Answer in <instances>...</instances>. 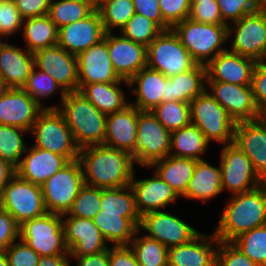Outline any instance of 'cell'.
<instances>
[{
	"label": "cell",
	"instance_id": "obj_28",
	"mask_svg": "<svg viewBox=\"0 0 266 266\" xmlns=\"http://www.w3.org/2000/svg\"><path fill=\"white\" fill-rule=\"evenodd\" d=\"M34 66L32 52L7 42L3 45L0 51V78L8 88H23Z\"/></svg>",
	"mask_w": 266,
	"mask_h": 266
},
{
	"label": "cell",
	"instance_id": "obj_46",
	"mask_svg": "<svg viewBox=\"0 0 266 266\" xmlns=\"http://www.w3.org/2000/svg\"><path fill=\"white\" fill-rule=\"evenodd\" d=\"M163 30L145 16L134 14L119 32L126 38L148 46Z\"/></svg>",
	"mask_w": 266,
	"mask_h": 266
},
{
	"label": "cell",
	"instance_id": "obj_43",
	"mask_svg": "<svg viewBox=\"0 0 266 266\" xmlns=\"http://www.w3.org/2000/svg\"><path fill=\"white\" fill-rule=\"evenodd\" d=\"M232 243L258 266H266V225L240 234Z\"/></svg>",
	"mask_w": 266,
	"mask_h": 266
},
{
	"label": "cell",
	"instance_id": "obj_51",
	"mask_svg": "<svg viewBox=\"0 0 266 266\" xmlns=\"http://www.w3.org/2000/svg\"><path fill=\"white\" fill-rule=\"evenodd\" d=\"M189 18L195 22L215 25H227L221 17L217 0L190 3Z\"/></svg>",
	"mask_w": 266,
	"mask_h": 266
},
{
	"label": "cell",
	"instance_id": "obj_59",
	"mask_svg": "<svg viewBox=\"0 0 266 266\" xmlns=\"http://www.w3.org/2000/svg\"><path fill=\"white\" fill-rule=\"evenodd\" d=\"M15 174L16 168L8 161L0 158V202L6 185Z\"/></svg>",
	"mask_w": 266,
	"mask_h": 266
},
{
	"label": "cell",
	"instance_id": "obj_39",
	"mask_svg": "<svg viewBox=\"0 0 266 266\" xmlns=\"http://www.w3.org/2000/svg\"><path fill=\"white\" fill-rule=\"evenodd\" d=\"M138 229L129 246L140 266H168V248L146 235L138 237Z\"/></svg>",
	"mask_w": 266,
	"mask_h": 266
},
{
	"label": "cell",
	"instance_id": "obj_23",
	"mask_svg": "<svg viewBox=\"0 0 266 266\" xmlns=\"http://www.w3.org/2000/svg\"><path fill=\"white\" fill-rule=\"evenodd\" d=\"M256 61L227 49L206 65V81L228 82L251 86Z\"/></svg>",
	"mask_w": 266,
	"mask_h": 266
},
{
	"label": "cell",
	"instance_id": "obj_65",
	"mask_svg": "<svg viewBox=\"0 0 266 266\" xmlns=\"http://www.w3.org/2000/svg\"><path fill=\"white\" fill-rule=\"evenodd\" d=\"M0 37H1V38H4V36H2L1 34H0ZM5 43H6V42L2 41V39L0 40V51H1V49H2V47H3V45H4Z\"/></svg>",
	"mask_w": 266,
	"mask_h": 266
},
{
	"label": "cell",
	"instance_id": "obj_20",
	"mask_svg": "<svg viewBox=\"0 0 266 266\" xmlns=\"http://www.w3.org/2000/svg\"><path fill=\"white\" fill-rule=\"evenodd\" d=\"M233 143L249 157L256 173L266 182V117L236 123Z\"/></svg>",
	"mask_w": 266,
	"mask_h": 266
},
{
	"label": "cell",
	"instance_id": "obj_33",
	"mask_svg": "<svg viewBox=\"0 0 266 266\" xmlns=\"http://www.w3.org/2000/svg\"><path fill=\"white\" fill-rule=\"evenodd\" d=\"M197 160L168 155L153 162L154 172L165 181L179 197L185 195L189 181L193 177Z\"/></svg>",
	"mask_w": 266,
	"mask_h": 266
},
{
	"label": "cell",
	"instance_id": "obj_36",
	"mask_svg": "<svg viewBox=\"0 0 266 266\" xmlns=\"http://www.w3.org/2000/svg\"><path fill=\"white\" fill-rule=\"evenodd\" d=\"M23 38L29 52L57 45L58 28L48 15L23 20Z\"/></svg>",
	"mask_w": 266,
	"mask_h": 266
},
{
	"label": "cell",
	"instance_id": "obj_15",
	"mask_svg": "<svg viewBox=\"0 0 266 266\" xmlns=\"http://www.w3.org/2000/svg\"><path fill=\"white\" fill-rule=\"evenodd\" d=\"M140 231L156 239L168 249L189 242L199 231L167 211H154L141 216Z\"/></svg>",
	"mask_w": 266,
	"mask_h": 266
},
{
	"label": "cell",
	"instance_id": "obj_24",
	"mask_svg": "<svg viewBox=\"0 0 266 266\" xmlns=\"http://www.w3.org/2000/svg\"><path fill=\"white\" fill-rule=\"evenodd\" d=\"M139 112L136 107L129 104L120 111L107 114L104 145L125 151L135 159Z\"/></svg>",
	"mask_w": 266,
	"mask_h": 266
},
{
	"label": "cell",
	"instance_id": "obj_44",
	"mask_svg": "<svg viewBox=\"0 0 266 266\" xmlns=\"http://www.w3.org/2000/svg\"><path fill=\"white\" fill-rule=\"evenodd\" d=\"M59 88V89H58ZM23 89L43 108L44 107L41 99H46L52 96L54 92L60 90V101L62 102L65 97L66 92L62 87L53 79L52 76L45 73L44 71L38 69L34 66L30 75L27 78L26 84ZM58 89V90H57Z\"/></svg>",
	"mask_w": 266,
	"mask_h": 266
},
{
	"label": "cell",
	"instance_id": "obj_64",
	"mask_svg": "<svg viewBox=\"0 0 266 266\" xmlns=\"http://www.w3.org/2000/svg\"><path fill=\"white\" fill-rule=\"evenodd\" d=\"M210 0H190V3L206 2Z\"/></svg>",
	"mask_w": 266,
	"mask_h": 266
},
{
	"label": "cell",
	"instance_id": "obj_13",
	"mask_svg": "<svg viewBox=\"0 0 266 266\" xmlns=\"http://www.w3.org/2000/svg\"><path fill=\"white\" fill-rule=\"evenodd\" d=\"M221 187L231 195L254 190L265 183L253 168L249 157L233 142L220 153Z\"/></svg>",
	"mask_w": 266,
	"mask_h": 266
},
{
	"label": "cell",
	"instance_id": "obj_54",
	"mask_svg": "<svg viewBox=\"0 0 266 266\" xmlns=\"http://www.w3.org/2000/svg\"><path fill=\"white\" fill-rule=\"evenodd\" d=\"M20 225L4 209L0 207V251L6 250L12 243L19 240Z\"/></svg>",
	"mask_w": 266,
	"mask_h": 266
},
{
	"label": "cell",
	"instance_id": "obj_5",
	"mask_svg": "<svg viewBox=\"0 0 266 266\" xmlns=\"http://www.w3.org/2000/svg\"><path fill=\"white\" fill-rule=\"evenodd\" d=\"M35 137V147L64 156L68 161L78 159L80 148L57 108H44L29 134Z\"/></svg>",
	"mask_w": 266,
	"mask_h": 266
},
{
	"label": "cell",
	"instance_id": "obj_61",
	"mask_svg": "<svg viewBox=\"0 0 266 266\" xmlns=\"http://www.w3.org/2000/svg\"><path fill=\"white\" fill-rule=\"evenodd\" d=\"M257 10H266V0H254Z\"/></svg>",
	"mask_w": 266,
	"mask_h": 266
},
{
	"label": "cell",
	"instance_id": "obj_57",
	"mask_svg": "<svg viewBox=\"0 0 266 266\" xmlns=\"http://www.w3.org/2000/svg\"><path fill=\"white\" fill-rule=\"evenodd\" d=\"M110 266H140L129 245H119L109 248Z\"/></svg>",
	"mask_w": 266,
	"mask_h": 266
},
{
	"label": "cell",
	"instance_id": "obj_62",
	"mask_svg": "<svg viewBox=\"0 0 266 266\" xmlns=\"http://www.w3.org/2000/svg\"><path fill=\"white\" fill-rule=\"evenodd\" d=\"M0 266H9L8 259L4 251H0Z\"/></svg>",
	"mask_w": 266,
	"mask_h": 266
},
{
	"label": "cell",
	"instance_id": "obj_12",
	"mask_svg": "<svg viewBox=\"0 0 266 266\" xmlns=\"http://www.w3.org/2000/svg\"><path fill=\"white\" fill-rule=\"evenodd\" d=\"M137 141L134 162L149 167L153 162L170 154L171 132H169L151 111L138 113Z\"/></svg>",
	"mask_w": 266,
	"mask_h": 266
},
{
	"label": "cell",
	"instance_id": "obj_32",
	"mask_svg": "<svg viewBox=\"0 0 266 266\" xmlns=\"http://www.w3.org/2000/svg\"><path fill=\"white\" fill-rule=\"evenodd\" d=\"M221 180L220 165L216 167L204 159L198 160L183 197L189 200H201L204 203L209 202L210 199L223 192Z\"/></svg>",
	"mask_w": 266,
	"mask_h": 266
},
{
	"label": "cell",
	"instance_id": "obj_53",
	"mask_svg": "<svg viewBox=\"0 0 266 266\" xmlns=\"http://www.w3.org/2000/svg\"><path fill=\"white\" fill-rule=\"evenodd\" d=\"M252 91L260 112L266 114V62H257L252 74Z\"/></svg>",
	"mask_w": 266,
	"mask_h": 266
},
{
	"label": "cell",
	"instance_id": "obj_58",
	"mask_svg": "<svg viewBox=\"0 0 266 266\" xmlns=\"http://www.w3.org/2000/svg\"><path fill=\"white\" fill-rule=\"evenodd\" d=\"M69 257L75 259L76 266H110L109 248L95 254Z\"/></svg>",
	"mask_w": 266,
	"mask_h": 266
},
{
	"label": "cell",
	"instance_id": "obj_17",
	"mask_svg": "<svg viewBox=\"0 0 266 266\" xmlns=\"http://www.w3.org/2000/svg\"><path fill=\"white\" fill-rule=\"evenodd\" d=\"M65 244L69 256H84L99 253L109 248L92 219L62 216Z\"/></svg>",
	"mask_w": 266,
	"mask_h": 266
},
{
	"label": "cell",
	"instance_id": "obj_10",
	"mask_svg": "<svg viewBox=\"0 0 266 266\" xmlns=\"http://www.w3.org/2000/svg\"><path fill=\"white\" fill-rule=\"evenodd\" d=\"M234 34V35H233ZM233 53L256 62L266 59V10H257L228 25V36Z\"/></svg>",
	"mask_w": 266,
	"mask_h": 266
},
{
	"label": "cell",
	"instance_id": "obj_35",
	"mask_svg": "<svg viewBox=\"0 0 266 266\" xmlns=\"http://www.w3.org/2000/svg\"><path fill=\"white\" fill-rule=\"evenodd\" d=\"M209 143L198 127L190 123L171 132L169 155L203 160L201 155L206 153Z\"/></svg>",
	"mask_w": 266,
	"mask_h": 266
},
{
	"label": "cell",
	"instance_id": "obj_25",
	"mask_svg": "<svg viewBox=\"0 0 266 266\" xmlns=\"http://www.w3.org/2000/svg\"><path fill=\"white\" fill-rule=\"evenodd\" d=\"M219 240L198 233L189 242L168 249V266H216Z\"/></svg>",
	"mask_w": 266,
	"mask_h": 266
},
{
	"label": "cell",
	"instance_id": "obj_40",
	"mask_svg": "<svg viewBox=\"0 0 266 266\" xmlns=\"http://www.w3.org/2000/svg\"><path fill=\"white\" fill-rule=\"evenodd\" d=\"M96 8L106 33L112 32L115 27L121 30L135 14L132 0H97Z\"/></svg>",
	"mask_w": 266,
	"mask_h": 266
},
{
	"label": "cell",
	"instance_id": "obj_11",
	"mask_svg": "<svg viewBox=\"0 0 266 266\" xmlns=\"http://www.w3.org/2000/svg\"><path fill=\"white\" fill-rule=\"evenodd\" d=\"M0 207L19 225L47 213L41 186L28 182L17 174L6 185Z\"/></svg>",
	"mask_w": 266,
	"mask_h": 266
},
{
	"label": "cell",
	"instance_id": "obj_26",
	"mask_svg": "<svg viewBox=\"0 0 266 266\" xmlns=\"http://www.w3.org/2000/svg\"><path fill=\"white\" fill-rule=\"evenodd\" d=\"M153 177L135 179L133 175L130 186L135 196V206L140 216L160 211L179 197L176 192L163 181L156 172Z\"/></svg>",
	"mask_w": 266,
	"mask_h": 266
},
{
	"label": "cell",
	"instance_id": "obj_60",
	"mask_svg": "<svg viewBox=\"0 0 266 266\" xmlns=\"http://www.w3.org/2000/svg\"><path fill=\"white\" fill-rule=\"evenodd\" d=\"M69 254L40 256L37 266H71Z\"/></svg>",
	"mask_w": 266,
	"mask_h": 266
},
{
	"label": "cell",
	"instance_id": "obj_6",
	"mask_svg": "<svg viewBox=\"0 0 266 266\" xmlns=\"http://www.w3.org/2000/svg\"><path fill=\"white\" fill-rule=\"evenodd\" d=\"M191 123L209 142L230 144L234 139L236 122L227 111L205 90L190 102Z\"/></svg>",
	"mask_w": 266,
	"mask_h": 266
},
{
	"label": "cell",
	"instance_id": "obj_2",
	"mask_svg": "<svg viewBox=\"0 0 266 266\" xmlns=\"http://www.w3.org/2000/svg\"><path fill=\"white\" fill-rule=\"evenodd\" d=\"M230 196L213 230L219 241L232 242L240 234L266 225V182L254 190Z\"/></svg>",
	"mask_w": 266,
	"mask_h": 266
},
{
	"label": "cell",
	"instance_id": "obj_45",
	"mask_svg": "<svg viewBox=\"0 0 266 266\" xmlns=\"http://www.w3.org/2000/svg\"><path fill=\"white\" fill-rule=\"evenodd\" d=\"M101 197V188L84 184L73 201L71 208L62 216L93 219L100 212Z\"/></svg>",
	"mask_w": 266,
	"mask_h": 266
},
{
	"label": "cell",
	"instance_id": "obj_1",
	"mask_svg": "<svg viewBox=\"0 0 266 266\" xmlns=\"http://www.w3.org/2000/svg\"><path fill=\"white\" fill-rule=\"evenodd\" d=\"M78 160L84 184L101 189L126 187L135 174L133 156L104 144L80 148Z\"/></svg>",
	"mask_w": 266,
	"mask_h": 266
},
{
	"label": "cell",
	"instance_id": "obj_34",
	"mask_svg": "<svg viewBox=\"0 0 266 266\" xmlns=\"http://www.w3.org/2000/svg\"><path fill=\"white\" fill-rule=\"evenodd\" d=\"M92 220L106 242L119 246L130 244L139 228L141 218H124L119 214L100 211Z\"/></svg>",
	"mask_w": 266,
	"mask_h": 266
},
{
	"label": "cell",
	"instance_id": "obj_29",
	"mask_svg": "<svg viewBox=\"0 0 266 266\" xmlns=\"http://www.w3.org/2000/svg\"><path fill=\"white\" fill-rule=\"evenodd\" d=\"M136 101L131 103L139 111H151L155 106L163 102L166 90V76L149 67L142 68L129 81ZM136 86V87H133Z\"/></svg>",
	"mask_w": 266,
	"mask_h": 266
},
{
	"label": "cell",
	"instance_id": "obj_56",
	"mask_svg": "<svg viewBox=\"0 0 266 266\" xmlns=\"http://www.w3.org/2000/svg\"><path fill=\"white\" fill-rule=\"evenodd\" d=\"M135 13L154 21L163 31L171 29L164 21L159 0H132Z\"/></svg>",
	"mask_w": 266,
	"mask_h": 266
},
{
	"label": "cell",
	"instance_id": "obj_27",
	"mask_svg": "<svg viewBox=\"0 0 266 266\" xmlns=\"http://www.w3.org/2000/svg\"><path fill=\"white\" fill-rule=\"evenodd\" d=\"M26 156L21 158L16 167V174L33 184L42 186L69 161L62 155L32 146L27 148Z\"/></svg>",
	"mask_w": 266,
	"mask_h": 266
},
{
	"label": "cell",
	"instance_id": "obj_55",
	"mask_svg": "<svg viewBox=\"0 0 266 266\" xmlns=\"http://www.w3.org/2000/svg\"><path fill=\"white\" fill-rule=\"evenodd\" d=\"M23 20L48 15L52 0H13Z\"/></svg>",
	"mask_w": 266,
	"mask_h": 266
},
{
	"label": "cell",
	"instance_id": "obj_50",
	"mask_svg": "<svg viewBox=\"0 0 266 266\" xmlns=\"http://www.w3.org/2000/svg\"><path fill=\"white\" fill-rule=\"evenodd\" d=\"M9 266H37L40 256L21 239L4 250Z\"/></svg>",
	"mask_w": 266,
	"mask_h": 266
},
{
	"label": "cell",
	"instance_id": "obj_47",
	"mask_svg": "<svg viewBox=\"0 0 266 266\" xmlns=\"http://www.w3.org/2000/svg\"><path fill=\"white\" fill-rule=\"evenodd\" d=\"M216 266H258L232 242L219 241Z\"/></svg>",
	"mask_w": 266,
	"mask_h": 266
},
{
	"label": "cell",
	"instance_id": "obj_16",
	"mask_svg": "<svg viewBox=\"0 0 266 266\" xmlns=\"http://www.w3.org/2000/svg\"><path fill=\"white\" fill-rule=\"evenodd\" d=\"M35 67L53 77L65 92L79 91L77 56L58 44L33 53Z\"/></svg>",
	"mask_w": 266,
	"mask_h": 266
},
{
	"label": "cell",
	"instance_id": "obj_7",
	"mask_svg": "<svg viewBox=\"0 0 266 266\" xmlns=\"http://www.w3.org/2000/svg\"><path fill=\"white\" fill-rule=\"evenodd\" d=\"M62 214L50 213L24 221L19 228V239L39 254H69L62 227Z\"/></svg>",
	"mask_w": 266,
	"mask_h": 266
},
{
	"label": "cell",
	"instance_id": "obj_31",
	"mask_svg": "<svg viewBox=\"0 0 266 266\" xmlns=\"http://www.w3.org/2000/svg\"><path fill=\"white\" fill-rule=\"evenodd\" d=\"M123 83L128 85L126 80L85 84L79 89V92L100 112L110 114L120 111L130 104V102H127L124 90L120 86Z\"/></svg>",
	"mask_w": 266,
	"mask_h": 266
},
{
	"label": "cell",
	"instance_id": "obj_14",
	"mask_svg": "<svg viewBox=\"0 0 266 266\" xmlns=\"http://www.w3.org/2000/svg\"><path fill=\"white\" fill-rule=\"evenodd\" d=\"M206 90L236 122L253 121L264 115L258 109L251 86L228 82L206 81Z\"/></svg>",
	"mask_w": 266,
	"mask_h": 266
},
{
	"label": "cell",
	"instance_id": "obj_49",
	"mask_svg": "<svg viewBox=\"0 0 266 266\" xmlns=\"http://www.w3.org/2000/svg\"><path fill=\"white\" fill-rule=\"evenodd\" d=\"M163 21L172 28L179 22L189 18L190 0H159Z\"/></svg>",
	"mask_w": 266,
	"mask_h": 266
},
{
	"label": "cell",
	"instance_id": "obj_3",
	"mask_svg": "<svg viewBox=\"0 0 266 266\" xmlns=\"http://www.w3.org/2000/svg\"><path fill=\"white\" fill-rule=\"evenodd\" d=\"M60 104L47 108L58 109L79 148L104 144L107 114L100 112L79 91L66 92Z\"/></svg>",
	"mask_w": 266,
	"mask_h": 266
},
{
	"label": "cell",
	"instance_id": "obj_21",
	"mask_svg": "<svg viewBox=\"0 0 266 266\" xmlns=\"http://www.w3.org/2000/svg\"><path fill=\"white\" fill-rule=\"evenodd\" d=\"M43 109L23 88H8L0 98V124L30 131Z\"/></svg>",
	"mask_w": 266,
	"mask_h": 266
},
{
	"label": "cell",
	"instance_id": "obj_22",
	"mask_svg": "<svg viewBox=\"0 0 266 266\" xmlns=\"http://www.w3.org/2000/svg\"><path fill=\"white\" fill-rule=\"evenodd\" d=\"M79 89L85 84L121 81L114 71L107 42L102 39L77 56Z\"/></svg>",
	"mask_w": 266,
	"mask_h": 266
},
{
	"label": "cell",
	"instance_id": "obj_52",
	"mask_svg": "<svg viewBox=\"0 0 266 266\" xmlns=\"http://www.w3.org/2000/svg\"><path fill=\"white\" fill-rule=\"evenodd\" d=\"M23 19L13 0H1L0 34L6 39L22 29Z\"/></svg>",
	"mask_w": 266,
	"mask_h": 266
},
{
	"label": "cell",
	"instance_id": "obj_63",
	"mask_svg": "<svg viewBox=\"0 0 266 266\" xmlns=\"http://www.w3.org/2000/svg\"><path fill=\"white\" fill-rule=\"evenodd\" d=\"M8 87L6 84L2 81L0 78V98L3 96V94L7 91Z\"/></svg>",
	"mask_w": 266,
	"mask_h": 266
},
{
	"label": "cell",
	"instance_id": "obj_38",
	"mask_svg": "<svg viewBox=\"0 0 266 266\" xmlns=\"http://www.w3.org/2000/svg\"><path fill=\"white\" fill-rule=\"evenodd\" d=\"M100 211L102 213L119 214L124 218H141L137 212L135 196L130 185L102 189Z\"/></svg>",
	"mask_w": 266,
	"mask_h": 266
},
{
	"label": "cell",
	"instance_id": "obj_18",
	"mask_svg": "<svg viewBox=\"0 0 266 266\" xmlns=\"http://www.w3.org/2000/svg\"><path fill=\"white\" fill-rule=\"evenodd\" d=\"M119 35L105 33L103 39L107 42L114 71L120 79L129 81L147 66V47L124 37L121 33Z\"/></svg>",
	"mask_w": 266,
	"mask_h": 266
},
{
	"label": "cell",
	"instance_id": "obj_8",
	"mask_svg": "<svg viewBox=\"0 0 266 266\" xmlns=\"http://www.w3.org/2000/svg\"><path fill=\"white\" fill-rule=\"evenodd\" d=\"M196 64L172 29L162 31L147 46V67L166 77L187 72Z\"/></svg>",
	"mask_w": 266,
	"mask_h": 266
},
{
	"label": "cell",
	"instance_id": "obj_4",
	"mask_svg": "<svg viewBox=\"0 0 266 266\" xmlns=\"http://www.w3.org/2000/svg\"><path fill=\"white\" fill-rule=\"evenodd\" d=\"M197 64L207 65L219 53L226 51L228 25L200 23L186 18L171 28Z\"/></svg>",
	"mask_w": 266,
	"mask_h": 266
},
{
	"label": "cell",
	"instance_id": "obj_30",
	"mask_svg": "<svg viewBox=\"0 0 266 266\" xmlns=\"http://www.w3.org/2000/svg\"><path fill=\"white\" fill-rule=\"evenodd\" d=\"M206 66L196 64L187 72L166 77V90L163 101L190 103L206 90Z\"/></svg>",
	"mask_w": 266,
	"mask_h": 266
},
{
	"label": "cell",
	"instance_id": "obj_37",
	"mask_svg": "<svg viewBox=\"0 0 266 266\" xmlns=\"http://www.w3.org/2000/svg\"><path fill=\"white\" fill-rule=\"evenodd\" d=\"M95 8V0H52L48 16L59 29L87 17Z\"/></svg>",
	"mask_w": 266,
	"mask_h": 266
},
{
	"label": "cell",
	"instance_id": "obj_42",
	"mask_svg": "<svg viewBox=\"0 0 266 266\" xmlns=\"http://www.w3.org/2000/svg\"><path fill=\"white\" fill-rule=\"evenodd\" d=\"M27 131L20 127L0 124V158L8 161L15 168L20 164L23 154L27 151L23 135Z\"/></svg>",
	"mask_w": 266,
	"mask_h": 266
},
{
	"label": "cell",
	"instance_id": "obj_9",
	"mask_svg": "<svg viewBox=\"0 0 266 266\" xmlns=\"http://www.w3.org/2000/svg\"><path fill=\"white\" fill-rule=\"evenodd\" d=\"M83 185L80 161H69L41 186L47 212L67 213Z\"/></svg>",
	"mask_w": 266,
	"mask_h": 266
},
{
	"label": "cell",
	"instance_id": "obj_48",
	"mask_svg": "<svg viewBox=\"0 0 266 266\" xmlns=\"http://www.w3.org/2000/svg\"><path fill=\"white\" fill-rule=\"evenodd\" d=\"M217 3L222 20L227 25L257 11L254 0H217Z\"/></svg>",
	"mask_w": 266,
	"mask_h": 266
},
{
	"label": "cell",
	"instance_id": "obj_19",
	"mask_svg": "<svg viewBox=\"0 0 266 266\" xmlns=\"http://www.w3.org/2000/svg\"><path fill=\"white\" fill-rule=\"evenodd\" d=\"M101 16L95 8L87 17L58 29V45L78 56L82 51L99 43L105 36Z\"/></svg>",
	"mask_w": 266,
	"mask_h": 266
},
{
	"label": "cell",
	"instance_id": "obj_66",
	"mask_svg": "<svg viewBox=\"0 0 266 266\" xmlns=\"http://www.w3.org/2000/svg\"><path fill=\"white\" fill-rule=\"evenodd\" d=\"M0 21H1V0H0Z\"/></svg>",
	"mask_w": 266,
	"mask_h": 266
},
{
	"label": "cell",
	"instance_id": "obj_41",
	"mask_svg": "<svg viewBox=\"0 0 266 266\" xmlns=\"http://www.w3.org/2000/svg\"><path fill=\"white\" fill-rule=\"evenodd\" d=\"M151 112L169 132L179 130L191 123L190 103L163 101Z\"/></svg>",
	"mask_w": 266,
	"mask_h": 266
}]
</instances>
